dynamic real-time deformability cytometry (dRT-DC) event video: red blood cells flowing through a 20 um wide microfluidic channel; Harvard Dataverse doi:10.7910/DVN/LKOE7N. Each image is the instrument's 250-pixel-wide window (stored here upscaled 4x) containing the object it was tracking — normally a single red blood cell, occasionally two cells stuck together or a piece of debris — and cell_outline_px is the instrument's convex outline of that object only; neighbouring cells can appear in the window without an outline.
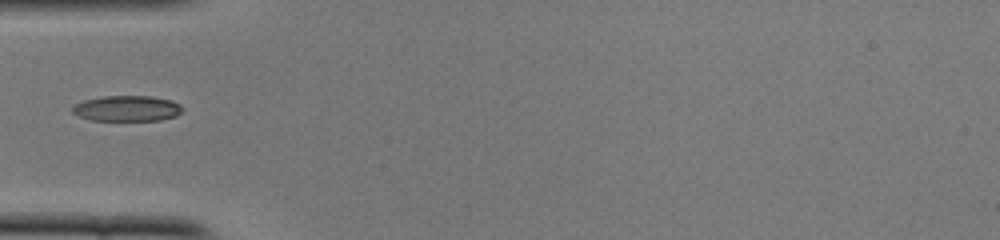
{"species": "common noctule bat (a hibernating species)", "species_latin": "Nyctalus noctula", "temperature_condition": "cold", "stored_images_in_passage": 35, "camera_frame_rate_fps": 3000, "um_per_image_px": 0.085, "animal": {"sex": "female", "body_mass_g": 22.0, "forearm_length_mm": 56.7}, "frame": {"image": 1, "passage_image": 1, "time_ms": 0.0, "image_size_px": [1000, 240], "cell_outline_px": [[184, 108], [176, 116], [160, 120], [92, 120], [80, 116], [72, 112], [72, 108], [76, 104], [84, 100], [104, 96], [152, 96], [172, 100], [180, 104]], "centroid_in_image_um": [10.84, 9.21], "position_along_channel_um": 74.2, "area_um2": 16.36}}
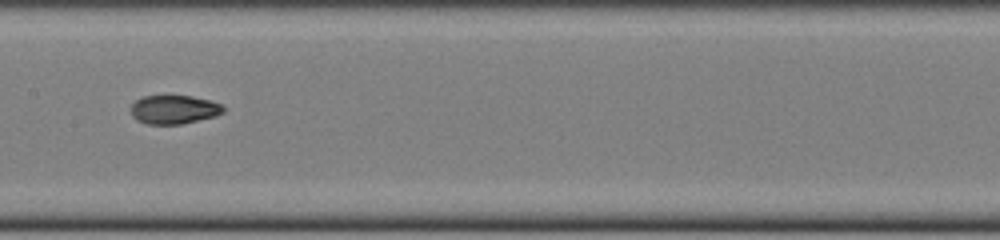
{"frame": {"image": 2, "passage_image": 10, "time_ms": 3.0, "image_size_px": [1000, 240], "cell_outline_px": [[224, 112], [216, 116], [180, 124], [148, 124], [136, 120], [132, 116], [132, 104], [136, 100], [144, 96], [192, 96], [208, 100], [220, 104], [224, 108]], "centroid_in_image_um": [14.78, 9.31], "position_along_channel_um": 192.6, "area_um2": 15.32}}
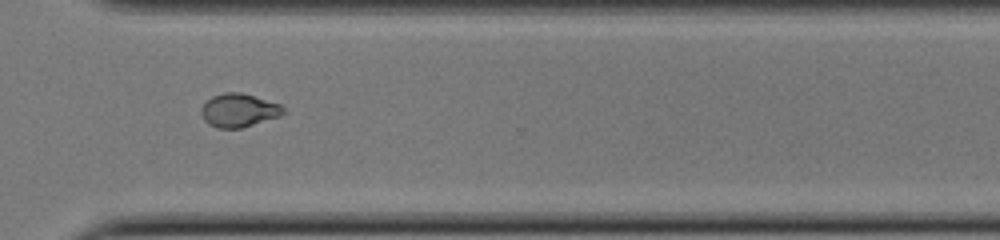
{"frame": {"image": 3, "passage_image": 22, "time_ms": 7.0, "image_size_px": [1000, 240], "cell_outline_px": [[284, 112], [280, 116], [240, 128], [216, 128], [208, 124], [204, 120], [200, 112], [200, 108], [212, 96], [224, 92], [240, 92], [280, 104], [284, 108]], "centroid_in_image_um": [20.26, 9.38], "position_along_channel_um": 350.3, "area_um2": 15.9}}